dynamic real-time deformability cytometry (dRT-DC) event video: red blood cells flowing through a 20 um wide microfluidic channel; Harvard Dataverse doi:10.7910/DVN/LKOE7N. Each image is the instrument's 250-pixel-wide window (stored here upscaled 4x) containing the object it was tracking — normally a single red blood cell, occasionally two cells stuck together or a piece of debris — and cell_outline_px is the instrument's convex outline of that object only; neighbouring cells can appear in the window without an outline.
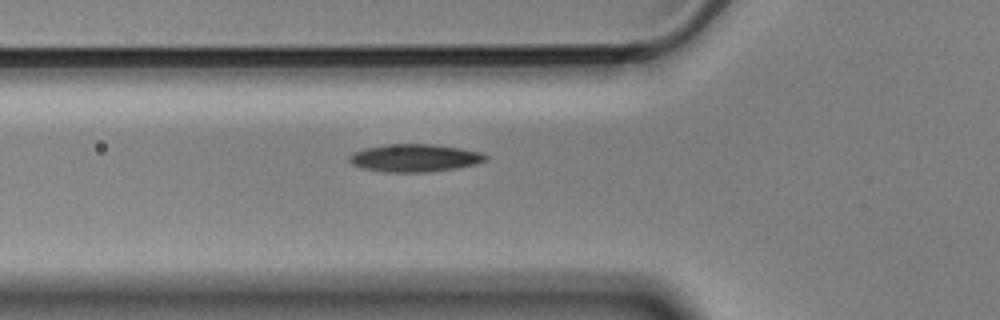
{"species": "Egyptian fruit bat (a non-hibernating species)", "species_latin": "Rousettus aegyptiacus", "temperature_condition": "cold", "stored_images_in_passage": 3, "camera_frame_rate_fps": 3000, "um_per_image_px": 0.085, "animal": {"sex": "male"}, "frame": {"image": 1, "passage_image": 3, "time_ms": 0.667, "image_size_px": [1000, 320], "cell_outline_px": [[488, 160], [476, 164], [456, 168], [428, 172], [384, 172], [360, 168], [352, 164], [348, 160], [348, 156], [352, 152], [364, 148], [388, 144], [432, 144], [460, 148], [484, 152], [488, 156]], "centroid_in_image_um": [35.25, 13.42], "position_along_channel_um": 90.6, "area_um2": 22.31}}